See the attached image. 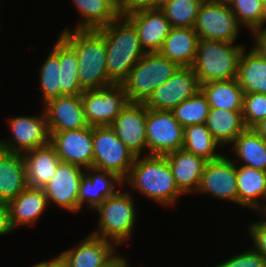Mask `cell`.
<instances>
[{
	"mask_svg": "<svg viewBox=\"0 0 266 267\" xmlns=\"http://www.w3.org/2000/svg\"><path fill=\"white\" fill-rule=\"evenodd\" d=\"M262 2V4H266V0H260Z\"/></svg>",
	"mask_w": 266,
	"mask_h": 267,
	"instance_id": "50",
	"label": "cell"
},
{
	"mask_svg": "<svg viewBox=\"0 0 266 267\" xmlns=\"http://www.w3.org/2000/svg\"><path fill=\"white\" fill-rule=\"evenodd\" d=\"M146 117L144 103L128 102L110 126L135 156L147 149Z\"/></svg>",
	"mask_w": 266,
	"mask_h": 267,
	"instance_id": "16",
	"label": "cell"
},
{
	"mask_svg": "<svg viewBox=\"0 0 266 267\" xmlns=\"http://www.w3.org/2000/svg\"><path fill=\"white\" fill-rule=\"evenodd\" d=\"M238 23L251 33L263 27V4L260 0H229Z\"/></svg>",
	"mask_w": 266,
	"mask_h": 267,
	"instance_id": "37",
	"label": "cell"
},
{
	"mask_svg": "<svg viewBox=\"0 0 266 267\" xmlns=\"http://www.w3.org/2000/svg\"><path fill=\"white\" fill-rule=\"evenodd\" d=\"M213 267H266V258L250 247Z\"/></svg>",
	"mask_w": 266,
	"mask_h": 267,
	"instance_id": "39",
	"label": "cell"
},
{
	"mask_svg": "<svg viewBox=\"0 0 266 267\" xmlns=\"http://www.w3.org/2000/svg\"><path fill=\"white\" fill-rule=\"evenodd\" d=\"M236 79L243 93L266 94V59L253 47L242 52Z\"/></svg>",
	"mask_w": 266,
	"mask_h": 267,
	"instance_id": "27",
	"label": "cell"
},
{
	"mask_svg": "<svg viewBox=\"0 0 266 267\" xmlns=\"http://www.w3.org/2000/svg\"><path fill=\"white\" fill-rule=\"evenodd\" d=\"M234 160L237 159L223 153L220 158L207 162L196 193H205L238 205L237 165Z\"/></svg>",
	"mask_w": 266,
	"mask_h": 267,
	"instance_id": "13",
	"label": "cell"
},
{
	"mask_svg": "<svg viewBox=\"0 0 266 267\" xmlns=\"http://www.w3.org/2000/svg\"><path fill=\"white\" fill-rule=\"evenodd\" d=\"M260 214L266 217V208Z\"/></svg>",
	"mask_w": 266,
	"mask_h": 267,
	"instance_id": "49",
	"label": "cell"
},
{
	"mask_svg": "<svg viewBox=\"0 0 266 267\" xmlns=\"http://www.w3.org/2000/svg\"><path fill=\"white\" fill-rule=\"evenodd\" d=\"M260 136L266 140V118L253 128Z\"/></svg>",
	"mask_w": 266,
	"mask_h": 267,
	"instance_id": "46",
	"label": "cell"
},
{
	"mask_svg": "<svg viewBox=\"0 0 266 267\" xmlns=\"http://www.w3.org/2000/svg\"><path fill=\"white\" fill-rule=\"evenodd\" d=\"M127 258L116 254L106 265L103 267H129Z\"/></svg>",
	"mask_w": 266,
	"mask_h": 267,
	"instance_id": "45",
	"label": "cell"
},
{
	"mask_svg": "<svg viewBox=\"0 0 266 267\" xmlns=\"http://www.w3.org/2000/svg\"><path fill=\"white\" fill-rule=\"evenodd\" d=\"M263 218L261 221L257 220L249 224L248 234H250L251 241L254 244L251 246L252 249L266 258V217L263 216Z\"/></svg>",
	"mask_w": 266,
	"mask_h": 267,
	"instance_id": "40",
	"label": "cell"
},
{
	"mask_svg": "<svg viewBox=\"0 0 266 267\" xmlns=\"http://www.w3.org/2000/svg\"><path fill=\"white\" fill-rule=\"evenodd\" d=\"M204 0H163L161 10L172 28H194Z\"/></svg>",
	"mask_w": 266,
	"mask_h": 267,
	"instance_id": "34",
	"label": "cell"
},
{
	"mask_svg": "<svg viewBox=\"0 0 266 267\" xmlns=\"http://www.w3.org/2000/svg\"><path fill=\"white\" fill-rule=\"evenodd\" d=\"M126 18L135 26L146 53L158 52L172 28L161 9L139 11Z\"/></svg>",
	"mask_w": 266,
	"mask_h": 267,
	"instance_id": "19",
	"label": "cell"
},
{
	"mask_svg": "<svg viewBox=\"0 0 266 267\" xmlns=\"http://www.w3.org/2000/svg\"><path fill=\"white\" fill-rule=\"evenodd\" d=\"M266 24V4L263 5V26Z\"/></svg>",
	"mask_w": 266,
	"mask_h": 267,
	"instance_id": "48",
	"label": "cell"
},
{
	"mask_svg": "<svg viewBox=\"0 0 266 267\" xmlns=\"http://www.w3.org/2000/svg\"><path fill=\"white\" fill-rule=\"evenodd\" d=\"M60 61L59 57L51 50L48 57L39 69V87L42 102L60 97Z\"/></svg>",
	"mask_w": 266,
	"mask_h": 267,
	"instance_id": "36",
	"label": "cell"
},
{
	"mask_svg": "<svg viewBox=\"0 0 266 267\" xmlns=\"http://www.w3.org/2000/svg\"><path fill=\"white\" fill-rule=\"evenodd\" d=\"M116 9H118L124 2L125 0H109Z\"/></svg>",
	"mask_w": 266,
	"mask_h": 267,
	"instance_id": "47",
	"label": "cell"
},
{
	"mask_svg": "<svg viewBox=\"0 0 266 267\" xmlns=\"http://www.w3.org/2000/svg\"><path fill=\"white\" fill-rule=\"evenodd\" d=\"M121 187H124L123 180L116 174L94 167L86 168L79 185L78 212H81L84 204L87 206L85 208L94 210L106 198L114 195L117 189H123Z\"/></svg>",
	"mask_w": 266,
	"mask_h": 267,
	"instance_id": "17",
	"label": "cell"
},
{
	"mask_svg": "<svg viewBox=\"0 0 266 267\" xmlns=\"http://www.w3.org/2000/svg\"><path fill=\"white\" fill-rule=\"evenodd\" d=\"M49 206L42 188L27 186L17 197L7 203L10 223L15 230L21 225L34 226Z\"/></svg>",
	"mask_w": 266,
	"mask_h": 267,
	"instance_id": "22",
	"label": "cell"
},
{
	"mask_svg": "<svg viewBox=\"0 0 266 267\" xmlns=\"http://www.w3.org/2000/svg\"><path fill=\"white\" fill-rule=\"evenodd\" d=\"M72 247L61 252L70 267H103L117 254L113 242L92 234Z\"/></svg>",
	"mask_w": 266,
	"mask_h": 267,
	"instance_id": "20",
	"label": "cell"
},
{
	"mask_svg": "<svg viewBox=\"0 0 266 267\" xmlns=\"http://www.w3.org/2000/svg\"><path fill=\"white\" fill-rule=\"evenodd\" d=\"M135 157L110 126L93 127L94 168L114 173L124 181Z\"/></svg>",
	"mask_w": 266,
	"mask_h": 267,
	"instance_id": "7",
	"label": "cell"
},
{
	"mask_svg": "<svg viewBox=\"0 0 266 267\" xmlns=\"http://www.w3.org/2000/svg\"><path fill=\"white\" fill-rule=\"evenodd\" d=\"M162 2L163 0H125L117 10L119 16L126 17L143 10L160 9Z\"/></svg>",
	"mask_w": 266,
	"mask_h": 267,
	"instance_id": "41",
	"label": "cell"
},
{
	"mask_svg": "<svg viewBox=\"0 0 266 267\" xmlns=\"http://www.w3.org/2000/svg\"><path fill=\"white\" fill-rule=\"evenodd\" d=\"M14 231L10 223L9 210L6 203L0 202V236Z\"/></svg>",
	"mask_w": 266,
	"mask_h": 267,
	"instance_id": "43",
	"label": "cell"
},
{
	"mask_svg": "<svg viewBox=\"0 0 266 267\" xmlns=\"http://www.w3.org/2000/svg\"><path fill=\"white\" fill-rule=\"evenodd\" d=\"M31 267H70V265L65 257L60 253L54 258H49L48 261L39 262Z\"/></svg>",
	"mask_w": 266,
	"mask_h": 267,
	"instance_id": "44",
	"label": "cell"
},
{
	"mask_svg": "<svg viewBox=\"0 0 266 267\" xmlns=\"http://www.w3.org/2000/svg\"><path fill=\"white\" fill-rule=\"evenodd\" d=\"M178 67L159 52H147L121 83L128 102L144 103L158 86L172 77Z\"/></svg>",
	"mask_w": 266,
	"mask_h": 267,
	"instance_id": "6",
	"label": "cell"
},
{
	"mask_svg": "<svg viewBox=\"0 0 266 267\" xmlns=\"http://www.w3.org/2000/svg\"><path fill=\"white\" fill-rule=\"evenodd\" d=\"M59 35L76 53L83 90L103 89L115 83L108 77L106 43L96 29H64Z\"/></svg>",
	"mask_w": 266,
	"mask_h": 267,
	"instance_id": "1",
	"label": "cell"
},
{
	"mask_svg": "<svg viewBox=\"0 0 266 267\" xmlns=\"http://www.w3.org/2000/svg\"><path fill=\"white\" fill-rule=\"evenodd\" d=\"M80 96L85 118L90 127L111 126L128 103L121 84L103 89L84 90Z\"/></svg>",
	"mask_w": 266,
	"mask_h": 267,
	"instance_id": "9",
	"label": "cell"
},
{
	"mask_svg": "<svg viewBox=\"0 0 266 267\" xmlns=\"http://www.w3.org/2000/svg\"><path fill=\"white\" fill-rule=\"evenodd\" d=\"M52 51L60 61V97L81 95L84 90L78 78V62L75 51L59 36Z\"/></svg>",
	"mask_w": 266,
	"mask_h": 267,
	"instance_id": "32",
	"label": "cell"
},
{
	"mask_svg": "<svg viewBox=\"0 0 266 267\" xmlns=\"http://www.w3.org/2000/svg\"><path fill=\"white\" fill-rule=\"evenodd\" d=\"M220 147L205 123L184 127L183 149L191 152L206 161L220 158L223 154L217 153ZM217 148V149H216Z\"/></svg>",
	"mask_w": 266,
	"mask_h": 267,
	"instance_id": "33",
	"label": "cell"
},
{
	"mask_svg": "<svg viewBox=\"0 0 266 267\" xmlns=\"http://www.w3.org/2000/svg\"><path fill=\"white\" fill-rule=\"evenodd\" d=\"M210 110L206 96L200 90L172 110L175 119L184 128L189 125L203 124Z\"/></svg>",
	"mask_w": 266,
	"mask_h": 267,
	"instance_id": "35",
	"label": "cell"
},
{
	"mask_svg": "<svg viewBox=\"0 0 266 267\" xmlns=\"http://www.w3.org/2000/svg\"><path fill=\"white\" fill-rule=\"evenodd\" d=\"M82 22L74 29H99L119 17L118 10L109 0H72Z\"/></svg>",
	"mask_w": 266,
	"mask_h": 267,
	"instance_id": "31",
	"label": "cell"
},
{
	"mask_svg": "<svg viewBox=\"0 0 266 267\" xmlns=\"http://www.w3.org/2000/svg\"><path fill=\"white\" fill-rule=\"evenodd\" d=\"M245 46L241 43L199 39L197 55L192 66L200 82L236 79L239 59Z\"/></svg>",
	"mask_w": 266,
	"mask_h": 267,
	"instance_id": "4",
	"label": "cell"
},
{
	"mask_svg": "<svg viewBox=\"0 0 266 267\" xmlns=\"http://www.w3.org/2000/svg\"><path fill=\"white\" fill-rule=\"evenodd\" d=\"M174 176L178 189L183 193H196L208 161L184 150L164 155Z\"/></svg>",
	"mask_w": 266,
	"mask_h": 267,
	"instance_id": "21",
	"label": "cell"
},
{
	"mask_svg": "<svg viewBox=\"0 0 266 267\" xmlns=\"http://www.w3.org/2000/svg\"><path fill=\"white\" fill-rule=\"evenodd\" d=\"M210 108L231 111L243 110V90L237 79L211 81L201 84Z\"/></svg>",
	"mask_w": 266,
	"mask_h": 267,
	"instance_id": "30",
	"label": "cell"
},
{
	"mask_svg": "<svg viewBox=\"0 0 266 267\" xmlns=\"http://www.w3.org/2000/svg\"><path fill=\"white\" fill-rule=\"evenodd\" d=\"M184 128L172 111L147 109V154L164 156L183 147Z\"/></svg>",
	"mask_w": 266,
	"mask_h": 267,
	"instance_id": "11",
	"label": "cell"
},
{
	"mask_svg": "<svg viewBox=\"0 0 266 267\" xmlns=\"http://www.w3.org/2000/svg\"><path fill=\"white\" fill-rule=\"evenodd\" d=\"M250 34L254 39L252 47L266 59V25Z\"/></svg>",
	"mask_w": 266,
	"mask_h": 267,
	"instance_id": "42",
	"label": "cell"
},
{
	"mask_svg": "<svg viewBox=\"0 0 266 267\" xmlns=\"http://www.w3.org/2000/svg\"><path fill=\"white\" fill-rule=\"evenodd\" d=\"M11 136L0 139V148L18 154H24L50 143V134L44 110L41 115L15 116L7 120Z\"/></svg>",
	"mask_w": 266,
	"mask_h": 267,
	"instance_id": "10",
	"label": "cell"
},
{
	"mask_svg": "<svg viewBox=\"0 0 266 267\" xmlns=\"http://www.w3.org/2000/svg\"><path fill=\"white\" fill-rule=\"evenodd\" d=\"M49 132L88 127L80 95L61 96L43 104Z\"/></svg>",
	"mask_w": 266,
	"mask_h": 267,
	"instance_id": "18",
	"label": "cell"
},
{
	"mask_svg": "<svg viewBox=\"0 0 266 267\" xmlns=\"http://www.w3.org/2000/svg\"><path fill=\"white\" fill-rule=\"evenodd\" d=\"M29 187L43 188L56 173L61 162L55 148L49 143L22 154Z\"/></svg>",
	"mask_w": 266,
	"mask_h": 267,
	"instance_id": "24",
	"label": "cell"
},
{
	"mask_svg": "<svg viewBox=\"0 0 266 267\" xmlns=\"http://www.w3.org/2000/svg\"><path fill=\"white\" fill-rule=\"evenodd\" d=\"M49 134L50 144L55 148L61 162L84 169L93 167V127Z\"/></svg>",
	"mask_w": 266,
	"mask_h": 267,
	"instance_id": "14",
	"label": "cell"
},
{
	"mask_svg": "<svg viewBox=\"0 0 266 267\" xmlns=\"http://www.w3.org/2000/svg\"><path fill=\"white\" fill-rule=\"evenodd\" d=\"M198 40L194 28H171L158 52L178 66L192 67L197 55Z\"/></svg>",
	"mask_w": 266,
	"mask_h": 267,
	"instance_id": "26",
	"label": "cell"
},
{
	"mask_svg": "<svg viewBox=\"0 0 266 267\" xmlns=\"http://www.w3.org/2000/svg\"><path fill=\"white\" fill-rule=\"evenodd\" d=\"M97 30L104 36L106 43L108 77L115 84H121L146 54L140 44L138 32L126 17L121 16Z\"/></svg>",
	"mask_w": 266,
	"mask_h": 267,
	"instance_id": "3",
	"label": "cell"
},
{
	"mask_svg": "<svg viewBox=\"0 0 266 267\" xmlns=\"http://www.w3.org/2000/svg\"><path fill=\"white\" fill-rule=\"evenodd\" d=\"M134 197L131 192L118 191L106 198L94 210L99 220L97 229L90 234L113 242L117 247L127 243L133 236L137 219Z\"/></svg>",
	"mask_w": 266,
	"mask_h": 267,
	"instance_id": "5",
	"label": "cell"
},
{
	"mask_svg": "<svg viewBox=\"0 0 266 267\" xmlns=\"http://www.w3.org/2000/svg\"><path fill=\"white\" fill-rule=\"evenodd\" d=\"M27 186L22 154L0 148V202L7 204Z\"/></svg>",
	"mask_w": 266,
	"mask_h": 267,
	"instance_id": "25",
	"label": "cell"
},
{
	"mask_svg": "<svg viewBox=\"0 0 266 267\" xmlns=\"http://www.w3.org/2000/svg\"><path fill=\"white\" fill-rule=\"evenodd\" d=\"M205 125L221 147L231 145L246 129L242 111L210 108Z\"/></svg>",
	"mask_w": 266,
	"mask_h": 267,
	"instance_id": "28",
	"label": "cell"
},
{
	"mask_svg": "<svg viewBox=\"0 0 266 267\" xmlns=\"http://www.w3.org/2000/svg\"><path fill=\"white\" fill-rule=\"evenodd\" d=\"M200 90L201 84L193 67L179 66L172 77L158 86L144 104L147 109L172 111Z\"/></svg>",
	"mask_w": 266,
	"mask_h": 267,
	"instance_id": "12",
	"label": "cell"
},
{
	"mask_svg": "<svg viewBox=\"0 0 266 267\" xmlns=\"http://www.w3.org/2000/svg\"><path fill=\"white\" fill-rule=\"evenodd\" d=\"M123 184L162 206L172 207L183 195L175 183L165 156H136Z\"/></svg>",
	"mask_w": 266,
	"mask_h": 267,
	"instance_id": "2",
	"label": "cell"
},
{
	"mask_svg": "<svg viewBox=\"0 0 266 267\" xmlns=\"http://www.w3.org/2000/svg\"><path fill=\"white\" fill-rule=\"evenodd\" d=\"M241 27L228 2L204 0L194 30L199 39L235 42Z\"/></svg>",
	"mask_w": 266,
	"mask_h": 267,
	"instance_id": "8",
	"label": "cell"
},
{
	"mask_svg": "<svg viewBox=\"0 0 266 267\" xmlns=\"http://www.w3.org/2000/svg\"><path fill=\"white\" fill-rule=\"evenodd\" d=\"M243 121L246 128H254L266 118V94H243Z\"/></svg>",
	"mask_w": 266,
	"mask_h": 267,
	"instance_id": "38",
	"label": "cell"
},
{
	"mask_svg": "<svg viewBox=\"0 0 266 267\" xmlns=\"http://www.w3.org/2000/svg\"><path fill=\"white\" fill-rule=\"evenodd\" d=\"M231 145L235 163L266 171V140L253 128H246Z\"/></svg>",
	"mask_w": 266,
	"mask_h": 267,
	"instance_id": "29",
	"label": "cell"
},
{
	"mask_svg": "<svg viewBox=\"0 0 266 267\" xmlns=\"http://www.w3.org/2000/svg\"><path fill=\"white\" fill-rule=\"evenodd\" d=\"M84 173L85 169L78 165L60 162L54 177L42 188L49 205L53 203L77 213L79 185Z\"/></svg>",
	"mask_w": 266,
	"mask_h": 267,
	"instance_id": "15",
	"label": "cell"
},
{
	"mask_svg": "<svg viewBox=\"0 0 266 267\" xmlns=\"http://www.w3.org/2000/svg\"><path fill=\"white\" fill-rule=\"evenodd\" d=\"M236 177L238 205L251 208L260 215L266 208V171L237 165Z\"/></svg>",
	"mask_w": 266,
	"mask_h": 267,
	"instance_id": "23",
	"label": "cell"
}]
</instances>
